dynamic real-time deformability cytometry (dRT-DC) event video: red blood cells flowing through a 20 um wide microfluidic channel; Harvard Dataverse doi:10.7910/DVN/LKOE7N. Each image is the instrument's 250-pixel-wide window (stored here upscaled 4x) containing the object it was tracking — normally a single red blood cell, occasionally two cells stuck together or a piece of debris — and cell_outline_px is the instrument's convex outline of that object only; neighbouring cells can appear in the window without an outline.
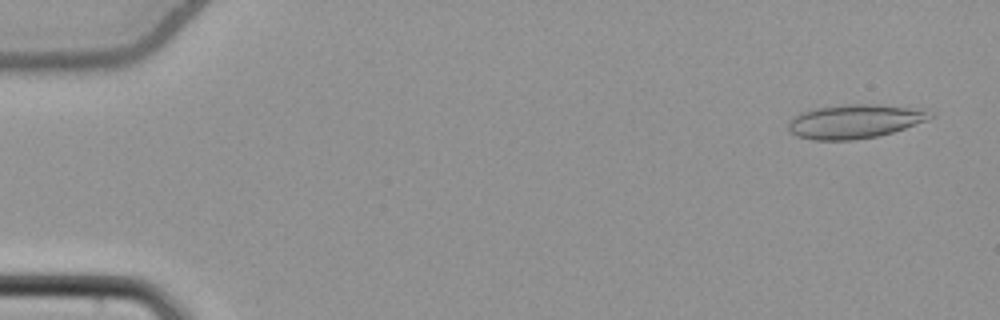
{"species": "common noctule bat (a hibernating species)", "species_latin": "Nyctalus noctula", "temperature_condition": "cold", "stored_images_in_passage": 31, "camera_frame_rate_fps": 3000, "um_per_image_px": 0.085, "animal": {"sex": "female", "body_mass_g": 22.7, "forearm_length_mm": 54.2}, "frame": {"image": 1, "passage_image": 3, "time_ms": 0.667, "image_size_px": [1000, 320], "cell_outline_px": [[936, 116], [928, 120], [892, 132], [876, 136], [856, 140], [812, 140], [796, 136], [788, 128], [788, 120], [800, 112], [816, 108], [848, 104], [872, 104], [928, 108]], "centroid_in_image_um": [72.7, 10.3], "position_along_channel_um": 12.3, "area_um2": 28.44}}
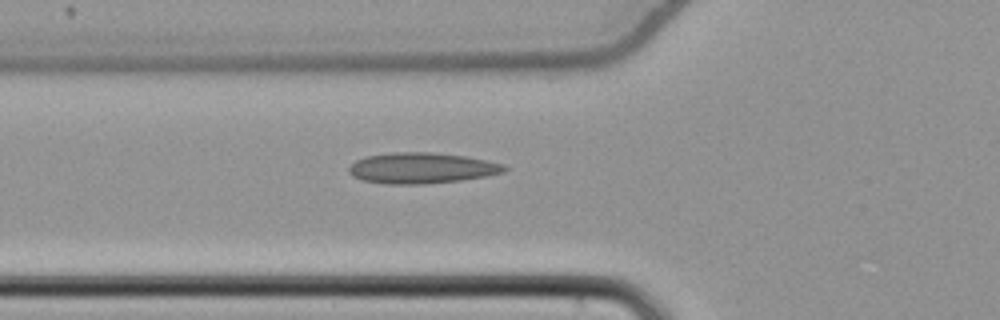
{"frame": {"image": 2, "passage_image": 20, "time_ms": 6.333, "image_size_px": [1000, 320], "cell_outline_px": [[508, 168], [504, 172], [484, 176], [460, 180], [424, 184], [388, 184], [360, 180], [352, 176], [348, 172], [348, 168], [356, 160], [364, 156], [392, 152], [432, 152], [464, 156], [504, 164]], "centroid_in_image_um": [35.78, 14.28], "position_along_channel_um": 90.0, "area_um2": 27.92}}
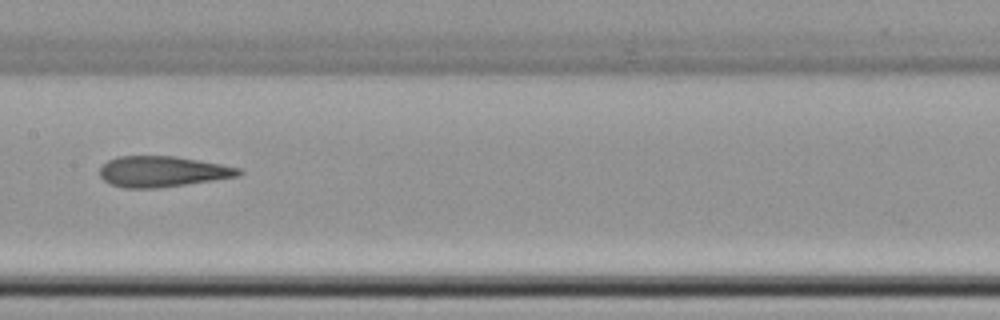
{"frame": {"image": 3, "passage_image": 28, "time_ms": 9.0, "image_size_px": [1000, 320], "cell_outline_px": [[244, 172], [240, 176], [160, 188], [124, 188], [112, 184], [104, 180], [100, 176], [100, 168], [108, 160], [116, 156], [176, 156], [244, 168]], "centroid_in_image_um": [13.85, 14.58], "position_along_channel_um": 193.5, "area_um2": 25.09}}